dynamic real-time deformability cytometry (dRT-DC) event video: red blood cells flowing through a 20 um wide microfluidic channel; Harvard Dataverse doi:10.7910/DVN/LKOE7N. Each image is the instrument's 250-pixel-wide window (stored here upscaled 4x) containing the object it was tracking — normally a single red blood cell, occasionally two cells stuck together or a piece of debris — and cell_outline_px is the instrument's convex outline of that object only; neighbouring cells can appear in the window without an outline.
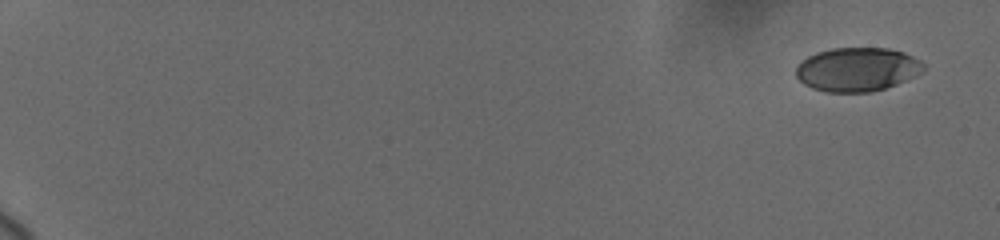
{"species": "human", "species_latin": "Homo sapiens", "temperature_condition": "cold", "stored_images_in_passage": 59, "camera_frame_rate_fps": 3000, "um_per_image_px": 0.085, "donor": {"sex": "female"}, "frame": {"image": 1, "passage_image": 1, "time_ms": 0.0, "image_size_px": [1000, 240], "cell_outline_px": [[924, 68], [916, 76], [896, 84], [884, 88], [868, 92], [824, 92], [812, 88], [804, 84], [796, 76], [796, 68], [808, 56], [816, 52], [832, 48], [888, 48], [904, 52], [920, 60], [924, 64]], "centroid_in_image_um": [72.86, 5.9], "position_along_channel_um": 12.1, "area_um2": 32.48}}
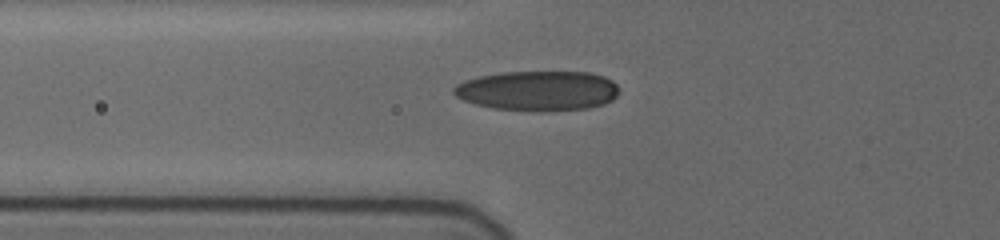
{"frame": {"image": 2, "passage_image": 55, "time_ms": 7.333, "image_size_px": [1000, 240], "cell_outline_px": [[616, 96], [612, 100], [604, 104], [588, 108], [548, 112], [540, 112], [492, 108], [476, 104], [464, 100], [456, 96], [452, 92], [452, 88], [456, 84], [464, 80], [480, 76], [504, 72], [588, 72], [604, 76], [612, 80], [616, 84]], "centroid_in_image_um": [45.7, 7.72], "position_along_channel_um": 80.1, "area_um2": 38.67}}